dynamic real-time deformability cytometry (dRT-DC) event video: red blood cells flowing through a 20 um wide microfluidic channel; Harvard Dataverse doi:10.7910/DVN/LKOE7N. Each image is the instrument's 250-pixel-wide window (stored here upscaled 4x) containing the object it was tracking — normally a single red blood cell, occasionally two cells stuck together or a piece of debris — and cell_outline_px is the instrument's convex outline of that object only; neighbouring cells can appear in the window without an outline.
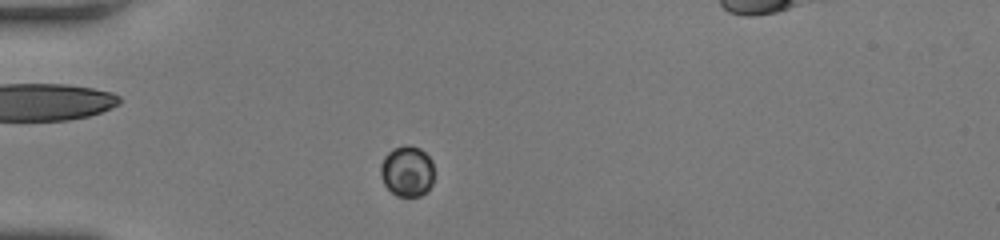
{"species": "human", "species_latin": "Homo sapiens", "temperature_condition": "room temperature", "stored_images_in_passage": 48, "segment_of_instrument_passage": [1, 2], "camera_frame_rate_fps": 3000, "um_per_image_px": 0.085, "donor": {"sex": "female"}, "frame": {"image": 1, "passage_image": 7, "time_ms": 2.0, "image_size_px": [1000, 240], "cell_outline_px": [[432, 184], [420, 196], [396, 196], [384, 184], [380, 176], [380, 168], [384, 156], [392, 148], [404, 144], [408, 144], [420, 148], [432, 160]], "centroid_in_image_um": [34.57, 14.52], "position_along_channel_um": 50.4, "area_um2": 15.84}}
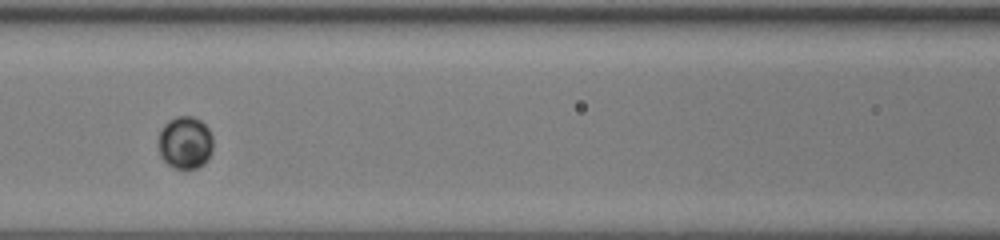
{"frame": {"image": 2, "passage_image": 17, "time_ms": 5.333, "image_size_px": [1000, 240], "cell_outline_px": [[212, 152], [208, 160], [204, 164], [196, 168], [176, 168], [168, 164], [160, 156], [160, 132], [164, 124], [168, 120], [176, 116], [192, 116], [200, 120], [208, 128], [212, 136]], "centroid_in_image_um": [15.76, 12.11], "position_along_channel_um": 150.8, "area_um2": 16.65}}
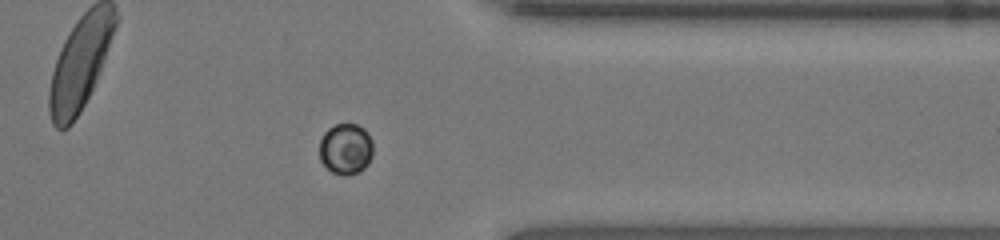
{"frame": {"image": 3, "passage_image": 36, "time_ms": 11.667, "image_size_px": [1000, 240], "cell_outline_px": [[372, 156], [368, 164], [360, 172], [348, 176], [344, 176], [332, 172], [320, 160], [320, 140], [324, 132], [328, 128], [336, 124], [356, 124], [364, 128], [368, 132], [372, 140]], "centroid_in_image_um": [29.4, 12.66], "position_along_channel_um": 382.0, "area_um2": 16.13}}